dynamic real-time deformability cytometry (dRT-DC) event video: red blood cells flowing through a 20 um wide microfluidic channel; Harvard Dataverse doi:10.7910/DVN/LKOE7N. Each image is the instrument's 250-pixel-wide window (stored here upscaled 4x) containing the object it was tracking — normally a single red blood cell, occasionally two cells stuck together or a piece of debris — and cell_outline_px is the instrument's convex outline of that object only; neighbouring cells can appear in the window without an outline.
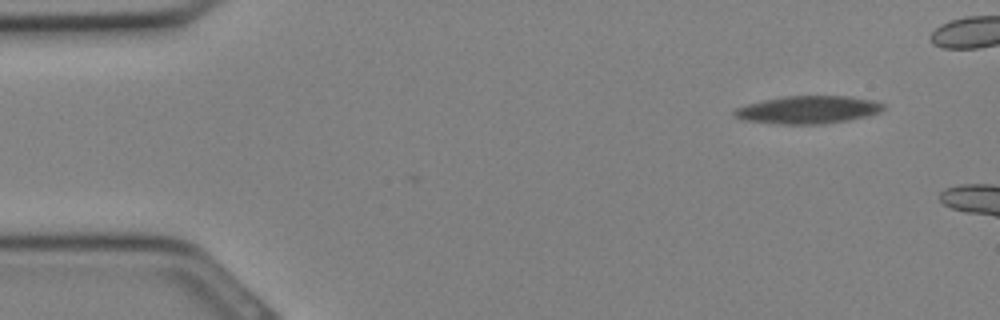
{"species": "Egyptian fruit bat (a non-hibernating species)", "species_latin": "Rousettus aegyptiacus", "temperature_condition": "cold", "stored_images_in_passage": 3, "camera_frame_rate_fps": 3000, "um_per_image_px": 0.085, "animal": {"sex": "female"}, "frame": {"image": 1, "passage_image": 1, "time_ms": 0.0, "image_size_px": [1000, 320], "cell_outline_px": [[888, 108], [880, 112], [868, 116], [848, 120], [824, 124], [776, 124], [744, 120], [736, 116], [732, 112], [736, 108], [748, 104], [764, 100], [784, 96], [852, 96], [876, 100], [884, 104]], "centroid_in_image_um": [68.77, 9.33], "position_along_channel_um": 16.2, "area_um2": 24.33}}